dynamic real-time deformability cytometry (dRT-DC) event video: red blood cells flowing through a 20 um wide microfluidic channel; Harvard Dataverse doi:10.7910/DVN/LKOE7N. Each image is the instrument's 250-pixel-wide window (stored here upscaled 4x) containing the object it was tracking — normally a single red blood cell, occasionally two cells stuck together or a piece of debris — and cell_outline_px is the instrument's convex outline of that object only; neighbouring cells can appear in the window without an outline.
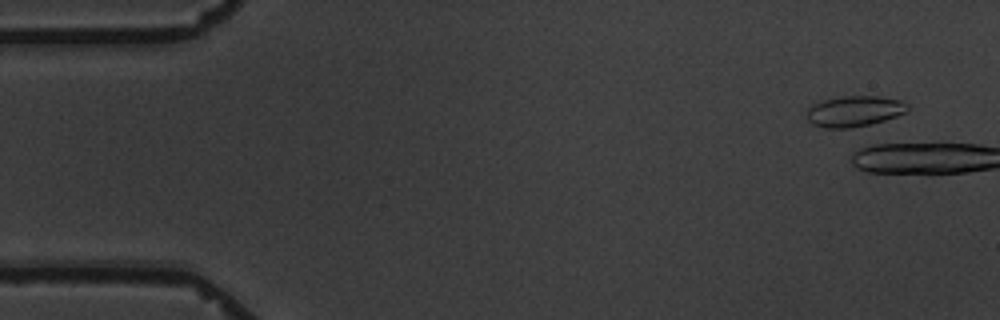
{"species": "common noctule bat (a hibernating species)", "species_latin": "Nyctalus noctula", "temperature_condition": "warm", "stored_images_in_passage": 6, "camera_frame_rate_fps": 3000, "um_per_image_px": 0.085, "animal": {"sex": "male", "body_mass_g": 19.5, "forearm_length_mm": 54.6}, "frame": {"image": 1, "passage_image": 2, "time_ms": 1.0, "image_size_px": [1000, 320], "cell_outline_px": [[908, 108], [904, 112], [896, 116], [872, 124], [852, 128], [824, 128], [812, 124], [808, 120], [808, 108], [812, 104], [824, 100], [844, 96], [880, 96], [900, 100], [908, 104]], "centroid_in_image_um": [72.61, 9.46], "position_along_channel_um": 12.4, "area_um2": 18.03}}